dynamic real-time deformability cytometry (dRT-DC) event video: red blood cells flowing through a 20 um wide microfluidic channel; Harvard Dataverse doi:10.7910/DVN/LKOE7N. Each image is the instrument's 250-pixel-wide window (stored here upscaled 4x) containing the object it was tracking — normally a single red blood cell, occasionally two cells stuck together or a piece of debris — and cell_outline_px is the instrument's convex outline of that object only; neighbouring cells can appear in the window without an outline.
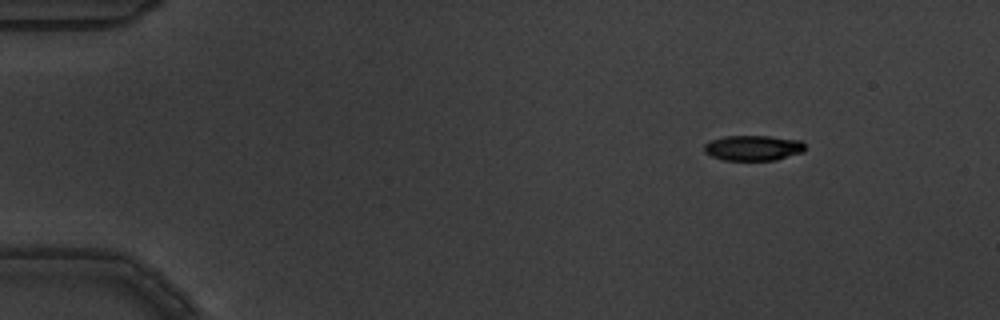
{"species": "common noctule bat (a hibernating species)", "species_latin": "Nyctalus noctula", "temperature_condition": "warm", "stored_images_in_passage": 5, "camera_frame_rate_fps": 3000, "um_per_image_px": 0.085, "animal": {"sex": "male", "body_mass_g": 19.5, "forearm_length_mm": 54.6}, "frame": {"image": 1, "passage_image": 5, "time_ms": 1.333, "image_size_px": [1000, 320], "cell_outline_px": [[804, 152], [776, 160], [724, 160], [712, 156], [704, 152], [704, 144], [712, 140], [724, 136], [768, 136], [800, 140], [804, 144]], "centroid_in_image_um": [64.02, 12.57], "position_along_channel_um": 21.0, "area_um2": 14.85}}